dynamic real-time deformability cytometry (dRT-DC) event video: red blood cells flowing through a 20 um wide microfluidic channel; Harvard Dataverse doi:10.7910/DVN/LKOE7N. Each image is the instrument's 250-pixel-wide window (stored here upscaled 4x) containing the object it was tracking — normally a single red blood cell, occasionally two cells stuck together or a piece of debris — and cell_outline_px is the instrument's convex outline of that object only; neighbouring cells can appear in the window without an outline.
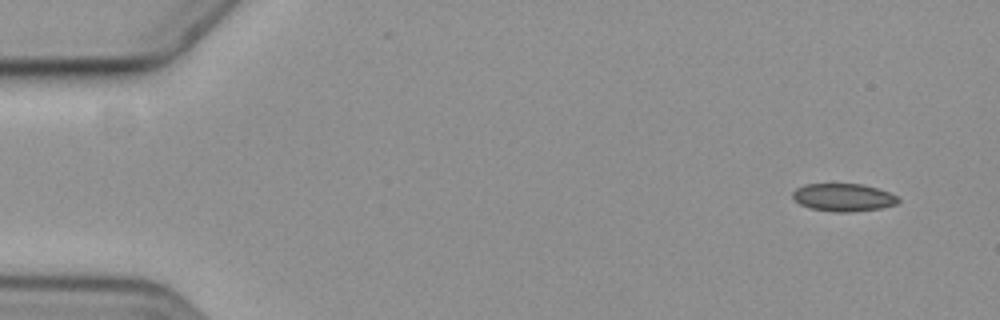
{"species": "common noctule bat (a hibernating species)", "species_latin": "Nyctalus noctula", "temperature_condition": "cold", "stored_images_in_passage": 4, "camera_frame_rate_fps": 3000, "um_per_image_px": 0.085, "animal": {"sex": "female", "body_mass_g": 19.3, "forearm_length_mm": 54.1}, "frame": {"image": 1, "passage_image": 1, "time_ms": 0.0, "image_size_px": [1000, 320], "cell_outline_px": [[900, 200], [896, 204], [880, 208], [848, 212], [836, 212], [812, 208], [800, 204], [792, 196], [792, 192], [796, 188], [804, 184], [864, 184], [888, 192], [896, 196]], "centroid_in_image_um": [71.67, 16.77], "position_along_channel_um": 13.3, "area_um2": 16.88}}